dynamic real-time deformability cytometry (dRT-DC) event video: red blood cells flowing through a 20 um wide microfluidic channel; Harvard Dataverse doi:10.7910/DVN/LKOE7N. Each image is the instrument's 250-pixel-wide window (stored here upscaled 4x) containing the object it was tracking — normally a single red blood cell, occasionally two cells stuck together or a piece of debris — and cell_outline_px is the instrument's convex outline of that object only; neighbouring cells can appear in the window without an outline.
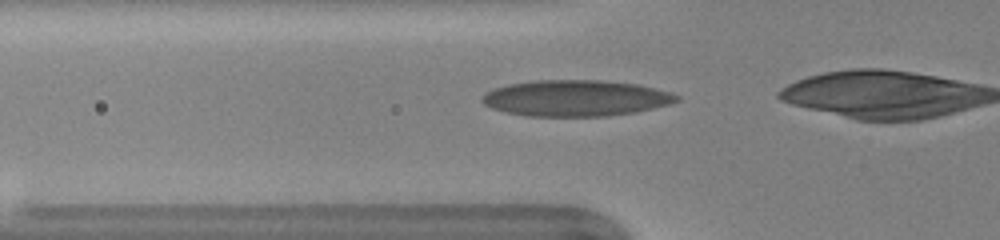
{"species": "human", "species_latin": "Homo sapiens", "temperature_condition": "warm", "stored_images_in_passage": 19, "camera_frame_rate_fps": 3000, "um_per_image_px": 0.085, "donor": {"sex": "female"}, "frame": {"image": 1, "passage_image": 14, "time_ms": 4.333, "image_size_px": [1000, 240], "cell_outline_px": [[680, 100], [668, 104], [636, 112], [604, 116], [528, 116], [504, 112], [492, 108], [484, 104], [480, 100], [480, 96], [484, 92], [508, 84], [536, 80], [600, 80], [636, 84], [668, 92], [680, 96]], "centroid_in_image_um": [48.87, 8.34], "position_along_channel_um": 76.9, "area_um2": 40.86}}